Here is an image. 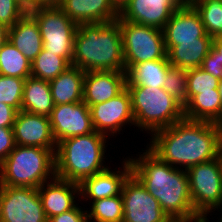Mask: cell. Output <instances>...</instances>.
Returning <instances> with one entry per match:
<instances>
[{"label":"cell","instance_id":"cell-1","mask_svg":"<svg viewBox=\"0 0 222 222\" xmlns=\"http://www.w3.org/2000/svg\"><path fill=\"white\" fill-rule=\"evenodd\" d=\"M151 137L147 148L175 168L187 170L220 156V124L183 118Z\"/></svg>","mask_w":222,"mask_h":222},{"label":"cell","instance_id":"cell-2","mask_svg":"<svg viewBox=\"0 0 222 222\" xmlns=\"http://www.w3.org/2000/svg\"><path fill=\"white\" fill-rule=\"evenodd\" d=\"M132 174L158 200L162 210L172 221H203L194 211L187 171L162 161L149 148L130 158Z\"/></svg>","mask_w":222,"mask_h":222},{"label":"cell","instance_id":"cell-3","mask_svg":"<svg viewBox=\"0 0 222 222\" xmlns=\"http://www.w3.org/2000/svg\"><path fill=\"white\" fill-rule=\"evenodd\" d=\"M72 65L85 72L125 71L119 18L110 22L78 24Z\"/></svg>","mask_w":222,"mask_h":222},{"label":"cell","instance_id":"cell-4","mask_svg":"<svg viewBox=\"0 0 222 222\" xmlns=\"http://www.w3.org/2000/svg\"><path fill=\"white\" fill-rule=\"evenodd\" d=\"M106 137L94 131L86 135L66 138L57 143L56 177L79 184L84 178L106 170L108 166L103 165L107 147Z\"/></svg>","mask_w":222,"mask_h":222},{"label":"cell","instance_id":"cell-5","mask_svg":"<svg viewBox=\"0 0 222 222\" xmlns=\"http://www.w3.org/2000/svg\"><path fill=\"white\" fill-rule=\"evenodd\" d=\"M55 151L16 145L0 163V186L38 188L54 179Z\"/></svg>","mask_w":222,"mask_h":222},{"label":"cell","instance_id":"cell-6","mask_svg":"<svg viewBox=\"0 0 222 222\" xmlns=\"http://www.w3.org/2000/svg\"><path fill=\"white\" fill-rule=\"evenodd\" d=\"M131 96L135 126L153 133L184 118V107L163 88L126 86Z\"/></svg>","mask_w":222,"mask_h":222},{"label":"cell","instance_id":"cell-7","mask_svg":"<svg viewBox=\"0 0 222 222\" xmlns=\"http://www.w3.org/2000/svg\"><path fill=\"white\" fill-rule=\"evenodd\" d=\"M186 171L194 211L203 221H208L207 215L222 205V157L191 166Z\"/></svg>","mask_w":222,"mask_h":222},{"label":"cell","instance_id":"cell-8","mask_svg":"<svg viewBox=\"0 0 222 222\" xmlns=\"http://www.w3.org/2000/svg\"><path fill=\"white\" fill-rule=\"evenodd\" d=\"M122 33L125 72L134 64L167 56L163 30L119 18Z\"/></svg>","mask_w":222,"mask_h":222},{"label":"cell","instance_id":"cell-9","mask_svg":"<svg viewBox=\"0 0 222 222\" xmlns=\"http://www.w3.org/2000/svg\"><path fill=\"white\" fill-rule=\"evenodd\" d=\"M37 22L43 48L64 57L72 65L74 37L78 24L59 7L36 8L28 12Z\"/></svg>","mask_w":222,"mask_h":222},{"label":"cell","instance_id":"cell-10","mask_svg":"<svg viewBox=\"0 0 222 222\" xmlns=\"http://www.w3.org/2000/svg\"><path fill=\"white\" fill-rule=\"evenodd\" d=\"M0 222H48L38 188L0 186Z\"/></svg>","mask_w":222,"mask_h":222},{"label":"cell","instance_id":"cell-11","mask_svg":"<svg viewBox=\"0 0 222 222\" xmlns=\"http://www.w3.org/2000/svg\"><path fill=\"white\" fill-rule=\"evenodd\" d=\"M121 195L124 208L123 222H172L158 200L133 174L124 182Z\"/></svg>","mask_w":222,"mask_h":222},{"label":"cell","instance_id":"cell-12","mask_svg":"<svg viewBox=\"0 0 222 222\" xmlns=\"http://www.w3.org/2000/svg\"><path fill=\"white\" fill-rule=\"evenodd\" d=\"M89 110L94 131L106 136L119 133L125 124L135 126L131 96L127 88L106 102L90 106Z\"/></svg>","mask_w":222,"mask_h":222},{"label":"cell","instance_id":"cell-13","mask_svg":"<svg viewBox=\"0 0 222 222\" xmlns=\"http://www.w3.org/2000/svg\"><path fill=\"white\" fill-rule=\"evenodd\" d=\"M49 118L56 143L94 132L89 107L83 101L55 105Z\"/></svg>","mask_w":222,"mask_h":222},{"label":"cell","instance_id":"cell-14","mask_svg":"<svg viewBox=\"0 0 222 222\" xmlns=\"http://www.w3.org/2000/svg\"><path fill=\"white\" fill-rule=\"evenodd\" d=\"M183 5L180 0H129L119 9V18L163 30L172 13Z\"/></svg>","mask_w":222,"mask_h":222},{"label":"cell","instance_id":"cell-15","mask_svg":"<svg viewBox=\"0 0 222 222\" xmlns=\"http://www.w3.org/2000/svg\"><path fill=\"white\" fill-rule=\"evenodd\" d=\"M16 145L56 150L50 118L20 110L13 125Z\"/></svg>","mask_w":222,"mask_h":222},{"label":"cell","instance_id":"cell-16","mask_svg":"<svg viewBox=\"0 0 222 222\" xmlns=\"http://www.w3.org/2000/svg\"><path fill=\"white\" fill-rule=\"evenodd\" d=\"M127 84L125 71L85 72L83 102L88 106L106 102L121 93Z\"/></svg>","mask_w":222,"mask_h":222},{"label":"cell","instance_id":"cell-17","mask_svg":"<svg viewBox=\"0 0 222 222\" xmlns=\"http://www.w3.org/2000/svg\"><path fill=\"white\" fill-rule=\"evenodd\" d=\"M163 34L165 45H179L181 42L211 37L206 33L199 13L192 5H183L173 12L163 28Z\"/></svg>","mask_w":222,"mask_h":222},{"label":"cell","instance_id":"cell-18","mask_svg":"<svg viewBox=\"0 0 222 222\" xmlns=\"http://www.w3.org/2000/svg\"><path fill=\"white\" fill-rule=\"evenodd\" d=\"M122 171H112L109 167L93 176L84 178L79 183V196L89 200H99L121 195L122 187L127 178L132 174V167L129 159H124Z\"/></svg>","mask_w":222,"mask_h":222},{"label":"cell","instance_id":"cell-19","mask_svg":"<svg viewBox=\"0 0 222 222\" xmlns=\"http://www.w3.org/2000/svg\"><path fill=\"white\" fill-rule=\"evenodd\" d=\"M38 193L43 210L49 219L70 211L77 205L74 199L79 195V184L55 177L38 187Z\"/></svg>","mask_w":222,"mask_h":222},{"label":"cell","instance_id":"cell-20","mask_svg":"<svg viewBox=\"0 0 222 222\" xmlns=\"http://www.w3.org/2000/svg\"><path fill=\"white\" fill-rule=\"evenodd\" d=\"M59 8L77 24L110 22L119 18L113 0H62Z\"/></svg>","mask_w":222,"mask_h":222},{"label":"cell","instance_id":"cell-21","mask_svg":"<svg viewBox=\"0 0 222 222\" xmlns=\"http://www.w3.org/2000/svg\"><path fill=\"white\" fill-rule=\"evenodd\" d=\"M8 41L31 62L43 49L38 24L28 12L9 28Z\"/></svg>","mask_w":222,"mask_h":222},{"label":"cell","instance_id":"cell-22","mask_svg":"<svg viewBox=\"0 0 222 222\" xmlns=\"http://www.w3.org/2000/svg\"><path fill=\"white\" fill-rule=\"evenodd\" d=\"M212 37H201L198 41L181 42L179 45H165L169 63L173 67L198 68L212 46Z\"/></svg>","mask_w":222,"mask_h":222},{"label":"cell","instance_id":"cell-23","mask_svg":"<svg viewBox=\"0 0 222 222\" xmlns=\"http://www.w3.org/2000/svg\"><path fill=\"white\" fill-rule=\"evenodd\" d=\"M85 71L71 65L50 81L51 95L55 105L80 103L83 101Z\"/></svg>","mask_w":222,"mask_h":222},{"label":"cell","instance_id":"cell-24","mask_svg":"<svg viewBox=\"0 0 222 222\" xmlns=\"http://www.w3.org/2000/svg\"><path fill=\"white\" fill-rule=\"evenodd\" d=\"M54 106L50 82L32 76L27 77L24 82L21 110L49 117Z\"/></svg>","mask_w":222,"mask_h":222},{"label":"cell","instance_id":"cell-25","mask_svg":"<svg viewBox=\"0 0 222 222\" xmlns=\"http://www.w3.org/2000/svg\"><path fill=\"white\" fill-rule=\"evenodd\" d=\"M184 118L221 124L219 89L193 95L184 106Z\"/></svg>","mask_w":222,"mask_h":222},{"label":"cell","instance_id":"cell-26","mask_svg":"<svg viewBox=\"0 0 222 222\" xmlns=\"http://www.w3.org/2000/svg\"><path fill=\"white\" fill-rule=\"evenodd\" d=\"M168 57L134 64L127 72L126 86H148L163 88L168 69Z\"/></svg>","mask_w":222,"mask_h":222},{"label":"cell","instance_id":"cell-27","mask_svg":"<svg viewBox=\"0 0 222 222\" xmlns=\"http://www.w3.org/2000/svg\"><path fill=\"white\" fill-rule=\"evenodd\" d=\"M32 62L8 40L0 49V75L26 79L31 76Z\"/></svg>","mask_w":222,"mask_h":222},{"label":"cell","instance_id":"cell-28","mask_svg":"<svg viewBox=\"0 0 222 222\" xmlns=\"http://www.w3.org/2000/svg\"><path fill=\"white\" fill-rule=\"evenodd\" d=\"M70 66L71 64L64 57L47 52L43 48L32 61L31 76L50 82Z\"/></svg>","mask_w":222,"mask_h":222},{"label":"cell","instance_id":"cell-29","mask_svg":"<svg viewBox=\"0 0 222 222\" xmlns=\"http://www.w3.org/2000/svg\"><path fill=\"white\" fill-rule=\"evenodd\" d=\"M87 211L88 222H123L124 208L122 195L103 198L91 202Z\"/></svg>","mask_w":222,"mask_h":222},{"label":"cell","instance_id":"cell-30","mask_svg":"<svg viewBox=\"0 0 222 222\" xmlns=\"http://www.w3.org/2000/svg\"><path fill=\"white\" fill-rule=\"evenodd\" d=\"M192 6L199 13L206 33L212 38L222 37V0H197Z\"/></svg>","mask_w":222,"mask_h":222},{"label":"cell","instance_id":"cell-31","mask_svg":"<svg viewBox=\"0 0 222 222\" xmlns=\"http://www.w3.org/2000/svg\"><path fill=\"white\" fill-rule=\"evenodd\" d=\"M220 80L207 73L201 67L187 70V101L202 92L218 89Z\"/></svg>","mask_w":222,"mask_h":222},{"label":"cell","instance_id":"cell-32","mask_svg":"<svg viewBox=\"0 0 222 222\" xmlns=\"http://www.w3.org/2000/svg\"><path fill=\"white\" fill-rule=\"evenodd\" d=\"M163 89L184 107L187 103V70L171 66Z\"/></svg>","mask_w":222,"mask_h":222},{"label":"cell","instance_id":"cell-33","mask_svg":"<svg viewBox=\"0 0 222 222\" xmlns=\"http://www.w3.org/2000/svg\"><path fill=\"white\" fill-rule=\"evenodd\" d=\"M26 79L0 75V103L21 110L24 82Z\"/></svg>","mask_w":222,"mask_h":222},{"label":"cell","instance_id":"cell-34","mask_svg":"<svg viewBox=\"0 0 222 222\" xmlns=\"http://www.w3.org/2000/svg\"><path fill=\"white\" fill-rule=\"evenodd\" d=\"M26 13V5L20 0H0V23L8 29Z\"/></svg>","mask_w":222,"mask_h":222},{"label":"cell","instance_id":"cell-35","mask_svg":"<svg viewBox=\"0 0 222 222\" xmlns=\"http://www.w3.org/2000/svg\"><path fill=\"white\" fill-rule=\"evenodd\" d=\"M201 68L215 78L222 79V60L218 52L211 46L209 53L204 58Z\"/></svg>","mask_w":222,"mask_h":222},{"label":"cell","instance_id":"cell-36","mask_svg":"<svg viewBox=\"0 0 222 222\" xmlns=\"http://www.w3.org/2000/svg\"><path fill=\"white\" fill-rule=\"evenodd\" d=\"M16 146L13 128L0 127V163Z\"/></svg>","mask_w":222,"mask_h":222},{"label":"cell","instance_id":"cell-37","mask_svg":"<svg viewBox=\"0 0 222 222\" xmlns=\"http://www.w3.org/2000/svg\"><path fill=\"white\" fill-rule=\"evenodd\" d=\"M82 210L77 204L70 211L49 218L48 222H88L87 210Z\"/></svg>","mask_w":222,"mask_h":222},{"label":"cell","instance_id":"cell-38","mask_svg":"<svg viewBox=\"0 0 222 222\" xmlns=\"http://www.w3.org/2000/svg\"><path fill=\"white\" fill-rule=\"evenodd\" d=\"M17 110L5 103H0V127L13 128Z\"/></svg>","mask_w":222,"mask_h":222},{"label":"cell","instance_id":"cell-39","mask_svg":"<svg viewBox=\"0 0 222 222\" xmlns=\"http://www.w3.org/2000/svg\"><path fill=\"white\" fill-rule=\"evenodd\" d=\"M62 0H31L26 6L27 12L36 8L59 7Z\"/></svg>","mask_w":222,"mask_h":222},{"label":"cell","instance_id":"cell-40","mask_svg":"<svg viewBox=\"0 0 222 222\" xmlns=\"http://www.w3.org/2000/svg\"><path fill=\"white\" fill-rule=\"evenodd\" d=\"M9 29L0 23V49L8 40Z\"/></svg>","mask_w":222,"mask_h":222},{"label":"cell","instance_id":"cell-41","mask_svg":"<svg viewBox=\"0 0 222 222\" xmlns=\"http://www.w3.org/2000/svg\"><path fill=\"white\" fill-rule=\"evenodd\" d=\"M212 47L218 52V56L222 60V37L213 38Z\"/></svg>","mask_w":222,"mask_h":222},{"label":"cell","instance_id":"cell-42","mask_svg":"<svg viewBox=\"0 0 222 222\" xmlns=\"http://www.w3.org/2000/svg\"><path fill=\"white\" fill-rule=\"evenodd\" d=\"M129 0H113V3L115 4V6L118 8V10L125 4L127 3Z\"/></svg>","mask_w":222,"mask_h":222},{"label":"cell","instance_id":"cell-43","mask_svg":"<svg viewBox=\"0 0 222 222\" xmlns=\"http://www.w3.org/2000/svg\"><path fill=\"white\" fill-rule=\"evenodd\" d=\"M218 89H219L220 100H221V124H222V79L220 80Z\"/></svg>","mask_w":222,"mask_h":222},{"label":"cell","instance_id":"cell-44","mask_svg":"<svg viewBox=\"0 0 222 222\" xmlns=\"http://www.w3.org/2000/svg\"><path fill=\"white\" fill-rule=\"evenodd\" d=\"M184 5H192L197 0H180Z\"/></svg>","mask_w":222,"mask_h":222},{"label":"cell","instance_id":"cell-45","mask_svg":"<svg viewBox=\"0 0 222 222\" xmlns=\"http://www.w3.org/2000/svg\"><path fill=\"white\" fill-rule=\"evenodd\" d=\"M220 155L222 157V124H220Z\"/></svg>","mask_w":222,"mask_h":222},{"label":"cell","instance_id":"cell-46","mask_svg":"<svg viewBox=\"0 0 222 222\" xmlns=\"http://www.w3.org/2000/svg\"><path fill=\"white\" fill-rule=\"evenodd\" d=\"M20 1L23 2L27 6L31 0H20Z\"/></svg>","mask_w":222,"mask_h":222},{"label":"cell","instance_id":"cell-47","mask_svg":"<svg viewBox=\"0 0 222 222\" xmlns=\"http://www.w3.org/2000/svg\"><path fill=\"white\" fill-rule=\"evenodd\" d=\"M172 222H189V221H172Z\"/></svg>","mask_w":222,"mask_h":222}]
</instances>
